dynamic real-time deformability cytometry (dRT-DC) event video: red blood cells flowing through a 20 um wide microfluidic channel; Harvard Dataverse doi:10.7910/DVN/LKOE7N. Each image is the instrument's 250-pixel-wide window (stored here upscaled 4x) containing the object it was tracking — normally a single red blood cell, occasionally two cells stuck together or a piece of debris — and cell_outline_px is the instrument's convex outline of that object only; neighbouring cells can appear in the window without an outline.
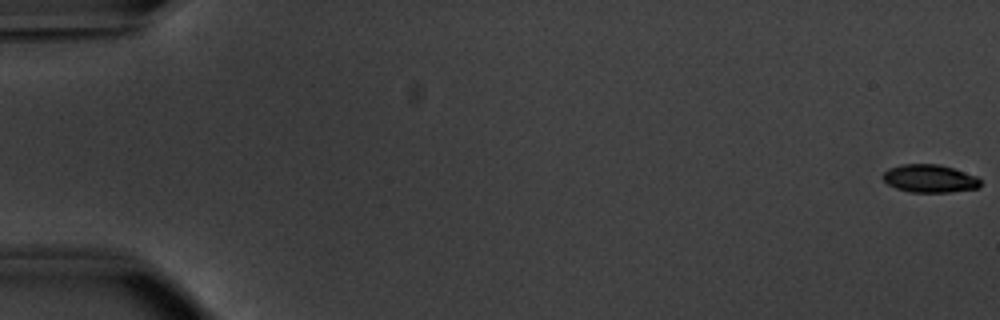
{"species": "common noctule bat (a hibernating species)", "species_latin": "Nyctalus noctula", "temperature_condition": "warm", "stored_images_in_passage": 54, "camera_frame_rate_fps": 3000, "um_per_image_px": 0.085, "animal": {"sex": "male", "body_mass_g": 20.1, "forearm_length_mm": 53.5}, "frame": {"image": 1, "passage_image": 1, "time_ms": 0.0, "image_size_px": [1000, 320], "cell_outline_px": [[980, 188], [948, 192], [912, 192], [896, 188], [888, 184], [880, 176], [888, 168], [900, 164], [940, 164], [976, 176], [980, 180]], "centroid_in_image_um": [78.99, 15.17], "position_along_channel_um": 6.0, "area_um2": 15.9}}
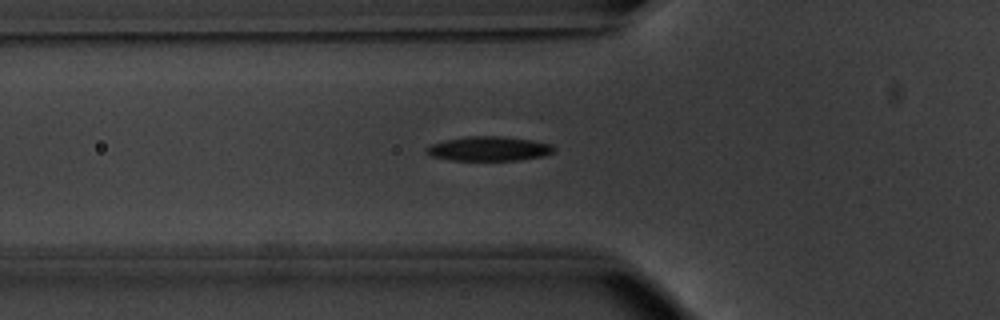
{"frame": {"image": 2, "passage_image": 20, "time_ms": 6.333, "image_size_px": [1000, 320], "cell_outline_px": [[556, 152], [544, 156], [520, 160], [448, 160], [432, 156], [424, 148], [428, 144], [444, 140], [468, 136], [500, 136], [532, 140], [552, 144], [556, 148]], "centroid_in_image_um": [41.58, 12.64], "position_along_channel_um": 84.2, "area_um2": 18.38}}
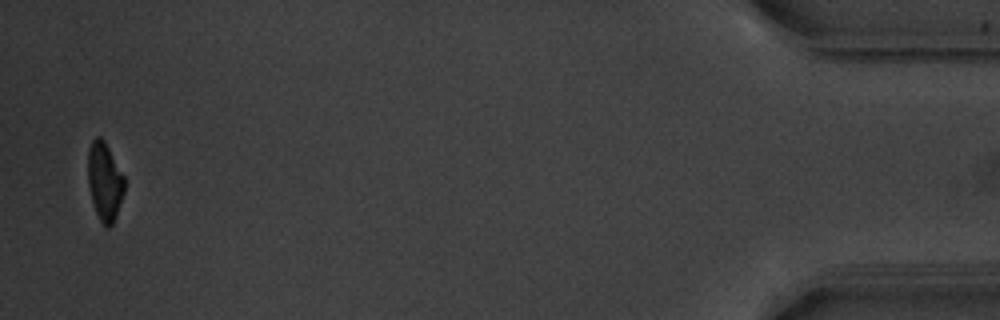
{"frame": {"image": 3, "passage_image": 53, "time_ms": 17.333, "image_size_px": [1000, 320], "cell_outline_px": [[124, 192], [116, 216], [112, 224], [108, 228], [104, 228], [96, 212], [92, 200], [88, 184], [88, 148], [92, 140], [96, 136], [100, 136], [104, 140], [124, 176]], "centroid_in_image_um": [8.89, 15.42], "position_along_channel_um": 426.3, "area_um2": 16.59}, "authors_computed_cell_mechanics": {"area_um2": 17.8602, "velocity_mm_per_s": 3.8502, "shape_relaxation_time_tau1_ms": 2.2667, "shape_relaxation_time_tau2_ms": 4.9079, "deformation_change_tau1": 0.1406, "deformation_change_tau2": 0.1116}}